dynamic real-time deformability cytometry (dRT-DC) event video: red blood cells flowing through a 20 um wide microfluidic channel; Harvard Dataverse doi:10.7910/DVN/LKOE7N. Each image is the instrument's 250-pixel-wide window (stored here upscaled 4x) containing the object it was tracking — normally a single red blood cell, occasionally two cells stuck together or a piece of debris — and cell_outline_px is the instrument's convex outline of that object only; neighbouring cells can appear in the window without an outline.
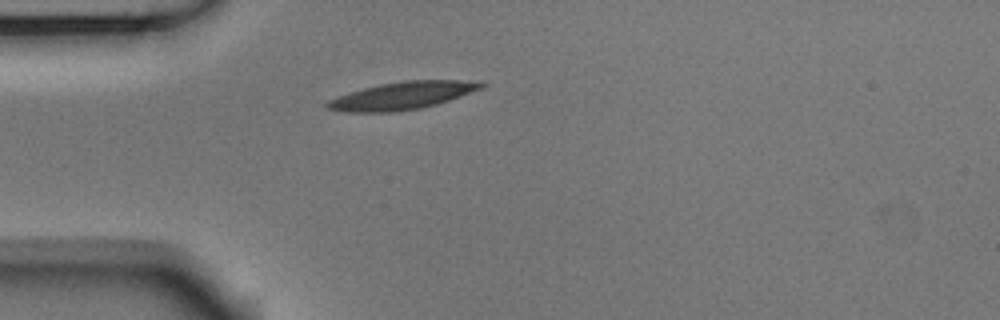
{"species": "Egyptian fruit bat (a non-hibernating species)", "species_latin": "Rousettus aegyptiacus", "temperature_condition": "room temperature", "stored_images_in_passage": 40, "camera_frame_rate_fps": 3000, "um_per_image_px": 0.085, "animal": {"sex": "male"}, "frame": {"image": 1, "passage_image": 1, "time_ms": 0.0, "image_size_px": [1000, 320], "cell_outline_px": [[488, 84], [480, 88], [448, 100], [436, 104], [420, 108], [392, 112], [344, 112], [328, 108], [324, 104], [328, 100], [364, 88], [380, 84], [404, 80], [484, 80]], "centroid_in_image_um": [34.23, 8.12], "position_along_channel_um": 50.8, "area_um2": 24.51}}
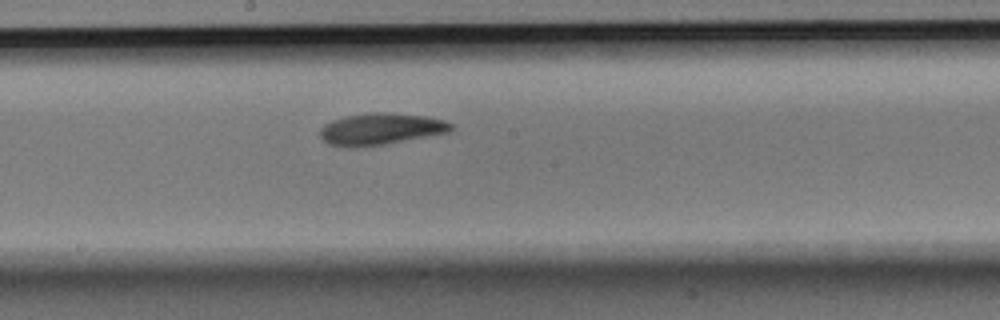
{"frame": {"image": 2, "passage_image": 15, "time_ms": 4.667, "image_size_px": [1000, 320], "cell_outline_px": [[452, 128], [448, 132], [384, 144], [352, 148], [348, 148], [328, 144], [320, 136], [320, 128], [324, 124], [332, 120], [344, 116], [368, 112], [388, 112], [424, 116], [444, 120], [452, 124]], "centroid_in_image_um": [32.29, 10.96], "position_along_channel_um": 215.9, "area_um2": 24.16}}
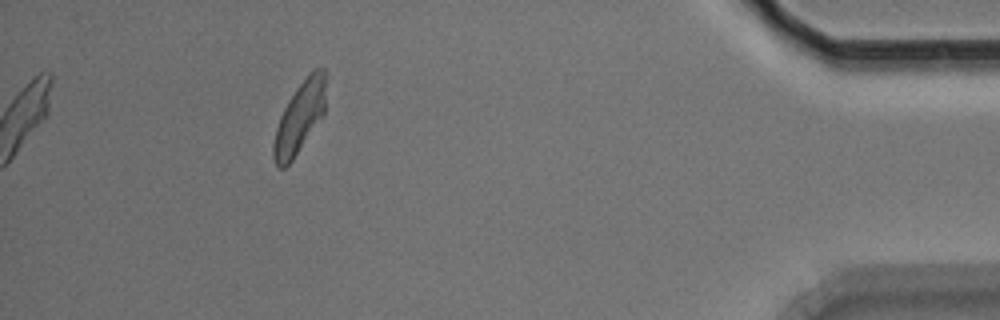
{"frame": {"image": 3, "passage_image": 35, "time_ms": 11.333, "image_size_px": [1000, 320], "cell_outline_px": [[324, 112], [292, 160], [284, 168], [280, 168], [276, 164], [272, 156], [272, 144], [276, 128], [280, 116], [288, 100], [296, 88], [316, 68], [324, 68]], "centroid_in_image_um": [25.41, 10.03], "position_along_channel_um": 409.8, "area_um2": 20.87}, "authors_computed_cell_mechanics": {"area_um2": 22.7732, "velocity_mm_per_s": 3.7492, "shape_relaxation_time_tau1_ms": 3.2625, "shape_relaxation_time_tau2_ms": 4.2336, "deformation_change_tau1": 0.1571, "deformation_change_tau2": 0.1062}}